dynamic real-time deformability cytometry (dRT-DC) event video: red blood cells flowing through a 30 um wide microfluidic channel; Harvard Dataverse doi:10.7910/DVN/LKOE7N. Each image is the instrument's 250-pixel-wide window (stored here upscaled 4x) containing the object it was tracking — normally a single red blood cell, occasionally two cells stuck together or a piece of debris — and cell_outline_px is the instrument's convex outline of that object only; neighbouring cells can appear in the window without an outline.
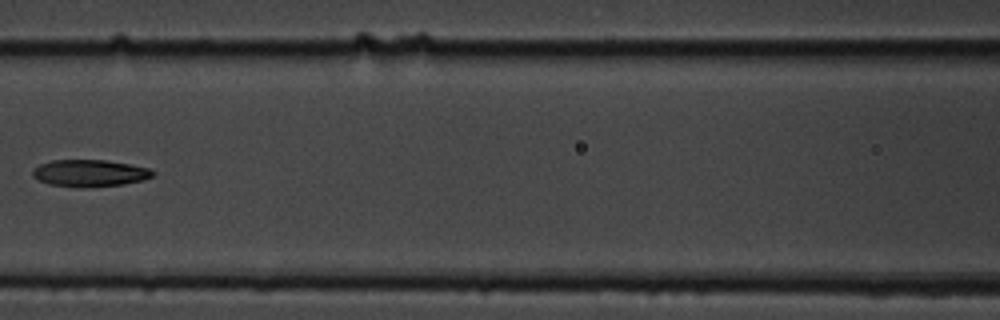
{"species": "common noctule bat (a hibernating species)", "species_latin": "Nyctalus noctula", "temperature_condition": "cold", "stored_images_in_passage": 15, "camera_frame_rate_fps": 3000, "um_per_image_px": 0.085, "animal": {"sex": "male", "body_mass_g": 19.5, "forearm_length_mm": 54.6}, "frame": {"image": 1, "passage_image": 7, "time_ms": 8.0, "image_size_px": [1000, 320], "cell_outline_px": [[156, 172], [152, 176], [144, 180], [124, 184], [84, 188], [48, 184], [32, 176], [32, 172], [40, 164], [52, 160], [108, 160], [148, 168]], "centroid_in_image_um": [7.64, 14.72], "position_along_channel_um": 159.0, "area_um2": 18.84}}
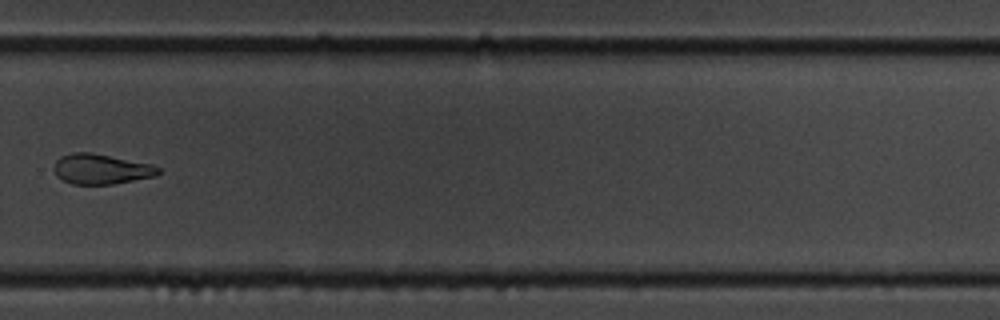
{"frame": {"image": 2, "passage_image": 11, "time_ms": 12.667, "image_size_px": [1000, 320], "cell_outline_px": [[160, 172], [156, 176], [112, 184], [72, 184], [56, 176], [56, 160], [60, 156], [72, 152], [92, 152], [152, 164], [160, 168]], "centroid_in_image_um": [8.62, 14.36], "position_along_channel_um": 321.2, "area_um2": 18.26}}
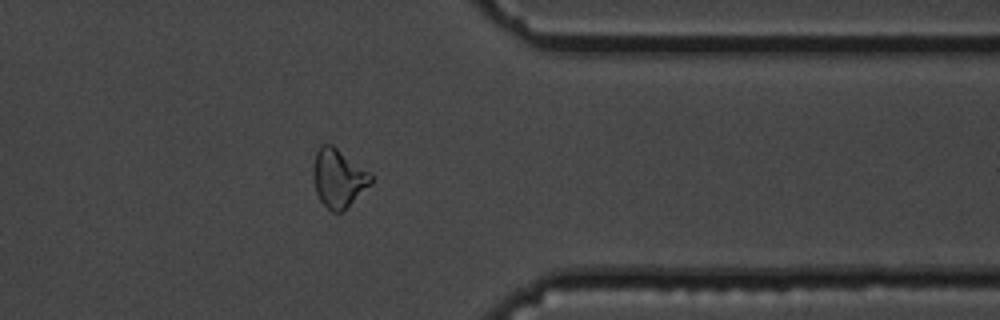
{"frame": {"image": 3, "passage_image": 13, "time_ms": 14.667, "image_size_px": [1000, 320], "cell_outline_px": [[372, 184], [340, 212], [332, 212], [320, 200], [316, 192], [312, 176], [312, 164], [316, 152], [320, 144], [332, 144], [372, 172]], "centroid_in_image_um": [28.76, 15.09], "position_along_channel_um": 382.6, "area_um2": 19.88}, "authors_computed_cell_mechanics": {"area_um2": 19.5942, "velocity_mm_per_s": 3.4983, "shape_relaxation_time_tau1_ms": 9.0129, "shape_relaxation_time_tau2_ms": null, "deformation_change_tau1": 0.2022, "deformation_change_tau2": null}}